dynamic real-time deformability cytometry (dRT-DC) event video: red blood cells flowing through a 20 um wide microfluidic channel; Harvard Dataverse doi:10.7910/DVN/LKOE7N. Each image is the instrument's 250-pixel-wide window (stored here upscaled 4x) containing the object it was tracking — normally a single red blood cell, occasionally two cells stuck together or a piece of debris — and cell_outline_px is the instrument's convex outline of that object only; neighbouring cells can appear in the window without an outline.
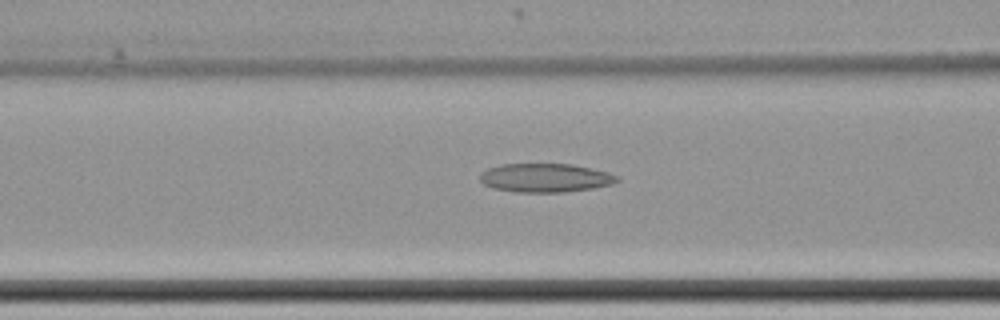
{"species": "common noctule bat (a hibernating species)", "species_latin": "Nyctalus noctula", "temperature_condition": "cold", "stored_images_in_passage": 59, "camera_frame_rate_fps": 3000, "um_per_image_px": 0.085, "animal": {"sex": "female", "body_mass_g": 22.7, "forearm_length_mm": 54.2}, "frame": {"image": 1, "passage_image": 26, "time_ms": 8.333, "image_size_px": [1000, 320], "cell_outline_px": [[620, 180], [612, 184], [592, 188], [564, 192], [516, 192], [492, 188], [484, 184], [480, 180], [480, 176], [488, 168], [500, 164], [572, 164], [592, 168], [608, 172], [620, 176]], "centroid_in_image_um": [46.38, 15.11], "position_along_channel_um": 120.2, "area_um2": 23.0}}
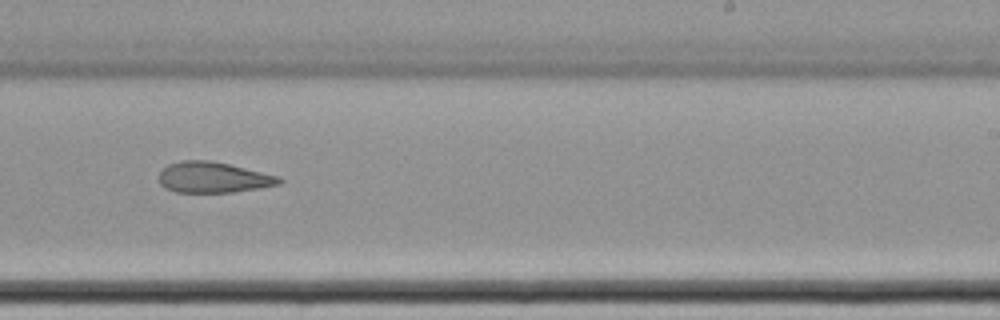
{"frame": {"image": 2, "passage_image": 39, "time_ms": 12.667, "image_size_px": [1000, 320], "cell_outline_px": [[284, 180], [280, 184], [232, 192], [176, 192], [164, 188], [160, 184], [160, 172], [168, 164], [180, 160], [212, 160], [280, 176]], "centroid_in_image_um": [18.12, 15.07], "position_along_channel_um": 270.9, "area_um2": 21.56}}
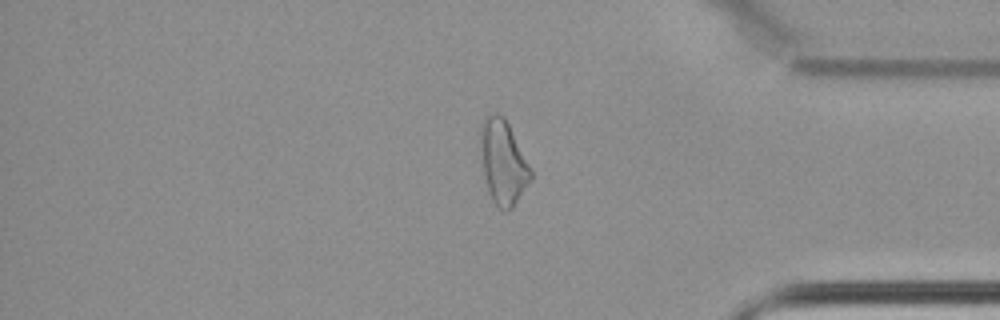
{"frame": {"image": 3, "passage_image": 51, "time_ms": 16.667, "image_size_px": [1000, 320], "cell_outline_px": [[532, 180], [512, 208], [500, 208], [492, 200], [484, 176], [480, 144], [480, 124], [488, 116], [496, 112], [504, 116], [532, 172]], "centroid_in_image_um": [42.75, 13.77], "position_along_channel_um": 392.4, "area_um2": 24.1}}